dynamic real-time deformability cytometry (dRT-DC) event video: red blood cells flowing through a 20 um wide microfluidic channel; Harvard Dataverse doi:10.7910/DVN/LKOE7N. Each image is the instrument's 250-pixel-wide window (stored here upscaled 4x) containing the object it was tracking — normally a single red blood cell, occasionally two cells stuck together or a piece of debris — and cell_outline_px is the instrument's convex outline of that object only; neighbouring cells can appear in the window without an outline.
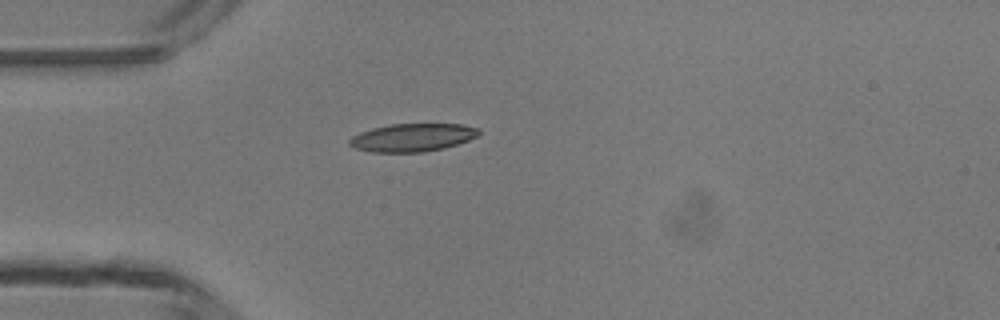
{"species": "common noctule bat (a hibernating species)", "species_latin": "Nyctalus noctula", "temperature_condition": "room temperature", "stored_images_in_passage": 4, "camera_frame_rate_fps": 3000, "um_per_image_px": 0.085, "animal": {"sex": "male", "body_mass_g": 13.3}, "frame": {"image": 1, "passage_image": 4, "time_ms": 4.333, "image_size_px": [1000, 320], "cell_outline_px": [[480, 132], [476, 136], [468, 140], [444, 148], [420, 152], [372, 152], [356, 148], [348, 144], [348, 140], [352, 136], [360, 132], [372, 128], [392, 124], [460, 124], [480, 128]], "centroid_in_image_um": [35.04, 11.68], "position_along_channel_um": 50.0, "area_um2": 20.98}}